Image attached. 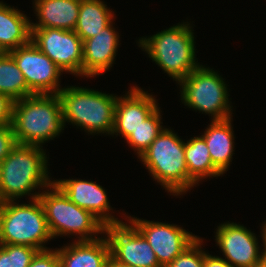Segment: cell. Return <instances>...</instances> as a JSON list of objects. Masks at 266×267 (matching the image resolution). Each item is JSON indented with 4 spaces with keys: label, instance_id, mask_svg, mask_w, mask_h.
<instances>
[{
    "label": "cell",
    "instance_id": "f546056e",
    "mask_svg": "<svg viewBox=\"0 0 266 267\" xmlns=\"http://www.w3.org/2000/svg\"><path fill=\"white\" fill-rule=\"evenodd\" d=\"M203 267H235L227 262L223 257L212 256L208 252L204 251Z\"/></svg>",
    "mask_w": 266,
    "mask_h": 267
},
{
    "label": "cell",
    "instance_id": "ba28073f",
    "mask_svg": "<svg viewBox=\"0 0 266 267\" xmlns=\"http://www.w3.org/2000/svg\"><path fill=\"white\" fill-rule=\"evenodd\" d=\"M213 69L200 64L181 80L180 100L192 110L208 114L212 121L227 120L233 116L228 85Z\"/></svg>",
    "mask_w": 266,
    "mask_h": 267
},
{
    "label": "cell",
    "instance_id": "f1b7e54d",
    "mask_svg": "<svg viewBox=\"0 0 266 267\" xmlns=\"http://www.w3.org/2000/svg\"><path fill=\"white\" fill-rule=\"evenodd\" d=\"M14 101L2 93H0V126L11 124L13 115Z\"/></svg>",
    "mask_w": 266,
    "mask_h": 267
},
{
    "label": "cell",
    "instance_id": "e0dca14e",
    "mask_svg": "<svg viewBox=\"0 0 266 267\" xmlns=\"http://www.w3.org/2000/svg\"><path fill=\"white\" fill-rule=\"evenodd\" d=\"M56 250L61 267H106L110 258V246L106 236L90 241L76 239Z\"/></svg>",
    "mask_w": 266,
    "mask_h": 267
},
{
    "label": "cell",
    "instance_id": "52a82bcc",
    "mask_svg": "<svg viewBox=\"0 0 266 267\" xmlns=\"http://www.w3.org/2000/svg\"><path fill=\"white\" fill-rule=\"evenodd\" d=\"M29 201L0 203V244L31 246L39 251L49 249L45 243L53 237L43 206L38 198Z\"/></svg>",
    "mask_w": 266,
    "mask_h": 267
},
{
    "label": "cell",
    "instance_id": "44dd1931",
    "mask_svg": "<svg viewBox=\"0 0 266 267\" xmlns=\"http://www.w3.org/2000/svg\"><path fill=\"white\" fill-rule=\"evenodd\" d=\"M185 161L188 168L189 191L205 178L223 176L213 165L206 141L202 136H195L186 141Z\"/></svg>",
    "mask_w": 266,
    "mask_h": 267
},
{
    "label": "cell",
    "instance_id": "8992f818",
    "mask_svg": "<svg viewBox=\"0 0 266 267\" xmlns=\"http://www.w3.org/2000/svg\"><path fill=\"white\" fill-rule=\"evenodd\" d=\"M38 199L53 238L75 235L77 241H90L98 239L99 234L104 235L105 225L91 212L71 202L54 182L41 192Z\"/></svg>",
    "mask_w": 266,
    "mask_h": 267
},
{
    "label": "cell",
    "instance_id": "3957f363",
    "mask_svg": "<svg viewBox=\"0 0 266 267\" xmlns=\"http://www.w3.org/2000/svg\"><path fill=\"white\" fill-rule=\"evenodd\" d=\"M193 27L182 22L150 37H141L138 46L169 77L179 83L200 64L196 56Z\"/></svg>",
    "mask_w": 266,
    "mask_h": 267
},
{
    "label": "cell",
    "instance_id": "8fae6325",
    "mask_svg": "<svg viewBox=\"0 0 266 267\" xmlns=\"http://www.w3.org/2000/svg\"><path fill=\"white\" fill-rule=\"evenodd\" d=\"M110 257L131 267H162L145 237L130 223L106 225Z\"/></svg>",
    "mask_w": 266,
    "mask_h": 267
},
{
    "label": "cell",
    "instance_id": "cb8c5ba5",
    "mask_svg": "<svg viewBox=\"0 0 266 267\" xmlns=\"http://www.w3.org/2000/svg\"><path fill=\"white\" fill-rule=\"evenodd\" d=\"M161 116L160 107H158L125 139L129 147L133 148L136 152L138 158L144 154L164 129Z\"/></svg>",
    "mask_w": 266,
    "mask_h": 267
},
{
    "label": "cell",
    "instance_id": "d4e9b609",
    "mask_svg": "<svg viewBox=\"0 0 266 267\" xmlns=\"http://www.w3.org/2000/svg\"><path fill=\"white\" fill-rule=\"evenodd\" d=\"M38 251L31 246L0 244V267H28Z\"/></svg>",
    "mask_w": 266,
    "mask_h": 267
},
{
    "label": "cell",
    "instance_id": "ffe728a7",
    "mask_svg": "<svg viewBox=\"0 0 266 267\" xmlns=\"http://www.w3.org/2000/svg\"><path fill=\"white\" fill-rule=\"evenodd\" d=\"M31 41V20L18 9L0 1V49L10 52Z\"/></svg>",
    "mask_w": 266,
    "mask_h": 267
},
{
    "label": "cell",
    "instance_id": "603a6c76",
    "mask_svg": "<svg viewBox=\"0 0 266 267\" xmlns=\"http://www.w3.org/2000/svg\"><path fill=\"white\" fill-rule=\"evenodd\" d=\"M0 93L9 96L13 101L33 95L15 60L6 52L0 55Z\"/></svg>",
    "mask_w": 266,
    "mask_h": 267
},
{
    "label": "cell",
    "instance_id": "9a60e30c",
    "mask_svg": "<svg viewBox=\"0 0 266 267\" xmlns=\"http://www.w3.org/2000/svg\"><path fill=\"white\" fill-rule=\"evenodd\" d=\"M53 182L65 193L71 202L91 212L105 226L121 223L111 215L112 207L105 189L96 182L82 179H60ZM110 211V212H109Z\"/></svg>",
    "mask_w": 266,
    "mask_h": 267
},
{
    "label": "cell",
    "instance_id": "ac0fdd59",
    "mask_svg": "<svg viewBox=\"0 0 266 267\" xmlns=\"http://www.w3.org/2000/svg\"><path fill=\"white\" fill-rule=\"evenodd\" d=\"M36 23L31 28L74 30L81 0H33Z\"/></svg>",
    "mask_w": 266,
    "mask_h": 267
},
{
    "label": "cell",
    "instance_id": "7a4b0ae2",
    "mask_svg": "<svg viewBox=\"0 0 266 267\" xmlns=\"http://www.w3.org/2000/svg\"><path fill=\"white\" fill-rule=\"evenodd\" d=\"M16 144L41 146L54 140L66 124L57 94H33L14 101L11 122Z\"/></svg>",
    "mask_w": 266,
    "mask_h": 267
},
{
    "label": "cell",
    "instance_id": "4fadbf2b",
    "mask_svg": "<svg viewBox=\"0 0 266 267\" xmlns=\"http://www.w3.org/2000/svg\"><path fill=\"white\" fill-rule=\"evenodd\" d=\"M214 237L224 254L223 259L235 267H252L263 258L256 234L244 225L229 221L221 223Z\"/></svg>",
    "mask_w": 266,
    "mask_h": 267
},
{
    "label": "cell",
    "instance_id": "4dcf8cb0",
    "mask_svg": "<svg viewBox=\"0 0 266 267\" xmlns=\"http://www.w3.org/2000/svg\"><path fill=\"white\" fill-rule=\"evenodd\" d=\"M261 230H262V231H260L261 232V237L263 239L262 240V243H263L262 246H264V248L262 249L263 257L266 258V220H265V222H263Z\"/></svg>",
    "mask_w": 266,
    "mask_h": 267
},
{
    "label": "cell",
    "instance_id": "1f68e13d",
    "mask_svg": "<svg viewBox=\"0 0 266 267\" xmlns=\"http://www.w3.org/2000/svg\"><path fill=\"white\" fill-rule=\"evenodd\" d=\"M106 267H131V266L120 264L110 257L106 264Z\"/></svg>",
    "mask_w": 266,
    "mask_h": 267
},
{
    "label": "cell",
    "instance_id": "5bb4252c",
    "mask_svg": "<svg viewBox=\"0 0 266 267\" xmlns=\"http://www.w3.org/2000/svg\"><path fill=\"white\" fill-rule=\"evenodd\" d=\"M155 98L154 95H150L148 91H143L136 85L130 87L124 96L118 97L111 136L119 134L126 139L159 107Z\"/></svg>",
    "mask_w": 266,
    "mask_h": 267
},
{
    "label": "cell",
    "instance_id": "4316f807",
    "mask_svg": "<svg viewBox=\"0 0 266 267\" xmlns=\"http://www.w3.org/2000/svg\"><path fill=\"white\" fill-rule=\"evenodd\" d=\"M28 267H61L56 248L38 251Z\"/></svg>",
    "mask_w": 266,
    "mask_h": 267
},
{
    "label": "cell",
    "instance_id": "30bf717a",
    "mask_svg": "<svg viewBox=\"0 0 266 267\" xmlns=\"http://www.w3.org/2000/svg\"><path fill=\"white\" fill-rule=\"evenodd\" d=\"M8 53L15 60L24 75L28 89L33 94H58L60 92L62 88L59 77L64 71L41 52L32 41Z\"/></svg>",
    "mask_w": 266,
    "mask_h": 267
},
{
    "label": "cell",
    "instance_id": "7c38bea8",
    "mask_svg": "<svg viewBox=\"0 0 266 267\" xmlns=\"http://www.w3.org/2000/svg\"><path fill=\"white\" fill-rule=\"evenodd\" d=\"M124 218L145 237L162 267H166L198 238L176 224L142 220L133 216Z\"/></svg>",
    "mask_w": 266,
    "mask_h": 267
},
{
    "label": "cell",
    "instance_id": "277c9868",
    "mask_svg": "<svg viewBox=\"0 0 266 267\" xmlns=\"http://www.w3.org/2000/svg\"><path fill=\"white\" fill-rule=\"evenodd\" d=\"M57 95L65 123L91 135L112 134L116 95L79 86L63 87Z\"/></svg>",
    "mask_w": 266,
    "mask_h": 267
},
{
    "label": "cell",
    "instance_id": "2e32d148",
    "mask_svg": "<svg viewBox=\"0 0 266 267\" xmlns=\"http://www.w3.org/2000/svg\"><path fill=\"white\" fill-rule=\"evenodd\" d=\"M113 22L94 37L83 41V77L91 78L106 73L114 64L120 37Z\"/></svg>",
    "mask_w": 266,
    "mask_h": 267
},
{
    "label": "cell",
    "instance_id": "9c48e42d",
    "mask_svg": "<svg viewBox=\"0 0 266 267\" xmlns=\"http://www.w3.org/2000/svg\"><path fill=\"white\" fill-rule=\"evenodd\" d=\"M31 41L65 73L82 77L83 41L74 30L31 28Z\"/></svg>",
    "mask_w": 266,
    "mask_h": 267
},
{
    "label": "cell",
    "instance_id": "5b68a950",
    "mask_svg": "<svg viewBox=\"0 0 266 267\" xmlns=\"http://www.w3.org/2000/svg\"><path fill=\"white\" fill-rule=\"evenodd\" d=\"M139 159L168 193L180 196L188 192L185 142L173 130L165 127Z\"/></svg>",
    "mask_w": 266,
    "mask_h": 267
},
{
    "label": "cell",
    "instance_id": "6da1fadb",
    "mask_svg": "<svg viewBox=\"0 0 266 267\" xmlns=\"http://www.w3.org/2000/svg\"><path fill=\"white\" fill-rule=\"evenodd\" d=\"M48 159L41 146L16 144L0 163V202L17 201L27 195L30 200L38 198L39 189L53 183L48 175Z\"/></svg>",
    "mask_w": 266,
    "mask_h": 267
},
{
    "label": "cell",
    "instance_id": "d6986e66",
    "mask_svg": "<svg viewBox=\"0 0 266 267\" xmlns=\"http://www.w3.org/2000/svg\"><path fill=\"white\" fill-rule=\"evenodd\" d=\"M232 118L212 121L201 135L206 141L213 165L222 173L229 170L234 153V131Z\"/></svg>",
    "mask_w": 266,
    "mask_h": 267
},
{
    "label": "cell",
    "instance_id": "484cf974",
    "mask_svg": "<svg viewBox=\"0 0 266 267\" xmlns=\"http://www.w3.org/2000/svg\"><path fill=\"white\" fill-rule=\"evenodd\" d=\"M202 244L203 239L198 237L166 267H203L205 249H201Z\"/></svg>",
    "mask_w": 266,
    "mask_h": 267
},
{
    "label": "cell",
    "instance_id": "d6a6232c",
    "mask_svg": "<svg viewBox=\"0 0 266 267\" xmlns=\"http://www.w3.org/2000/svg\"><path fill=\"white\" fill-rule=\"evenodd\" d=\"M252 267H266V258H262L260 261L255 263Z\"/></svg>",
    "mask_w": 266,
    "mask_h": 267
},
{
    "label": "cell",
    "instance_id": "7402d4cb",
    "mask_svg": "<svg viewBox=\"0 0 266 267\" xmlns=\"http://www.w3.org/2000/svg\"><path fill=\"white\" fill-rule=\"evenodd\" d=\"M105 3L102 0H81L74 31L82 41L94 37L115 19L114 12Z\"/></svg>",
    "mask_w": 266,
    "mask_h": 267
},
{
    "label": "cell",
    "instance_id": "83f0119b",
    "mask_svg": "<svg viewBox=\"0 0 266 267\" xmlns=\"http://www.w3.org/2000/svg\"><path fill=\"white\" fill-rule=\"evenodd\" d=\"M16 145L11 124L0 126V163L9 155Z\"/></svg>",
    "mask_w": 266,
    "mask_h": 267
}]
</instances>
